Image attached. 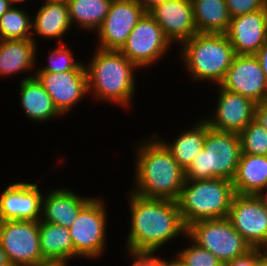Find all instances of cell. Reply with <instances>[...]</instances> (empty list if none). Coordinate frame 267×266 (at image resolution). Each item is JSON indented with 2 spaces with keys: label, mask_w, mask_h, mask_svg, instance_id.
Masks as SVG:
<instances>
[{
  "label": "cell",
  "mask_w": 267,
  "mask_h": 266,
  "mask_svg": "<svg viewBox=\"0 0 267 266\" xmlns=\"http://www.w3.org/2000/svg\"><path fill=\"white\" fill-rule=\"evenodd\" d=\"M128 202L130 229L125 252L156 254L166 243L187 235L177 201L147 198L129 191Z\"/></svg>",
  "instance_id": "obj_1"
},
{
  "label": "cell",
  "mask_w": 267,
  "mask_h": 266,
  "mask_svg": "<svg viewBox=\"0 0 267 266\" xmlns=\"http://www.w3.org/2000/svg\"><path fill=\"white\" fill-rule=\"evenodd\" d=\"M147 138V139H146ZM135 143V173L131 192L147 198L177 201L185 182V170L155 135Z\"/></svg>",
  "instance_id": "obj_2"
},
{
  "label": "cell",
  "mask_w": 267,
  "mask_h": 266,
  "mask_svg": "<svg viewBox=\"0 0 267 266\" xmlns=\"http://www.w3.org/2000/svg\"><path fill=\"white\" fill-rule=\"evenodd\" d=\"M91 57L84 63L90 97L130 109L136 95V72L140 69L116 50L95 48Z\"/></svg>",
  "instance_id": "obj_3"
},
{
  "label": "cell",
  "mask_w": 267,
  "mask_h": 266,
  "mask_svg": "<svg viewBox=\"0 0 267 266\" xmlns=\"http://www.w3.org/2000/svg\"><path fill=\"white\" fill-rule=\"evenodd\" d=\"M179 46L181 63L191 81L215 86L224 80L236 55L225 33H196Z\"/></svg>",
  "instance_id": "obj_4"
},
{
  "label": "cell",
  "mask_w": 267,
  "mask_h": 266,
  "mask_svg": "<svg viewBox=\"0 0 267 266\" xmlns=\"http://www.w3.org/2000/svg\"><path fill=\"white\" fill-rule=\"evenodd\" d=\"M235 195L231 180H185L177 200L184 225L228 217Z\"/></svg>",
  "instance_id": "obj_5"
},
{
  "label": "cell",
  "mask_w": 267,
  "mask_h": 266,
  "mask_svg": "<svg viewBox=\"0 0 267 266\" xmlns=\"http://www.w3.org/2000/svg\"><path fill=\"white\" fill-rule=\"evenodd\" d=\"M241 153L239 134L209 127L203 149L185 170V180L221 178L232 181Z\"/></svg>",
  "instance_id": "obj_6"
},
{
  "label": "cell",
  "mask_w": 267,
  "mask_h": 266,
  "mask_svg": "<svg viewBox=\"0 0 267 266\" xmlns=\"http://www.w3.org/2000/svg\"><path fill=\"white\" fill-rule=\"evenodd\" d=\"M101 197V198H100ZM102 196L93 197L69 227L74 258L93 259L104 256L107 248V204Z\"/></svg>",
  "instance_id": "obj_7"
},
{
  "label": "cell",
  "mask_w": 267,
  "mask_h": 266,
  "mask_svg": "<svg viewBox=\"0 0 267 266\" xmlns=\"http://www.w3.org/2000/svg\"><path fill=\"white\" fill-rule=\"evenodd\" d=\"M187 235L223 264L252 249L228 217L196 221L187 227Z\"/></svg>",
  "instance_id": "obj_8"
},
{
  "label": "cell",
  "mask_w": 267,
  "mask_h": 266,
  "mask_svg": "<svg viewBox=\"0 0 267 266\" xmlns=\"http://www.w3.org/2000/svg\"><path fill=\"white\" fill-rule=\"evenodd\" d=\"M172 45L154 18L145 13L119 51L141 70L162 61Z\"/></svg>",
  "instance_id": "obj_9"
},
{
  "label": "cell",
  "mask_w": 267,
  "mask_h": 266,
  "mask_svg": "<svg viewBox=\"0 0 267 266\" xmlns=\"http://www.w3.org/2000/svg\"><path fill=\"white\" fill-rule=\"evenodd\" d=\"M0 244L9 262L33 266L45 261L40 250L39 221H0Z\"/></svg>",
  "instance_id": "obj_10"
},
{
  "label": "cell",
  "mask_w": 267,
  "mask_h": 266,
  "mask_svg": "<svg viewBox=\"0 0 267 266\" xmlns=\"http://www.w3.org/2000/svg\"><path fill=\"white\" fill-rule=\"evenodd\" d=\"M84 62L71 71L35 72L34 77L51 96L55 108L62 116L68 114L85 96H89Z\"/></svg>",
  "instance_id": "obj_11"
},
{
  "label": "cell",
  "mask_w": 267,
  "mask_h": 266,
  "mask_svg": "<svg viewBox=\"0 0 267 266\" xmlns=\"http://www.w3.org/2000/svg\"><path fill=\"white\" fill-rule=\"evenodd\" d=\"M145 13L138 0H113L103 24L95 32L96 48L119 51Z\"/></svg>",
  "instance_id": "obj_12"
},
{
  "label": "cell",
  "mask_w": 267,
  "mask_h": 266,
  "mask_svg": "<svg viewBox=\"0 0 267 266\" xmlns=\"http://www.w3.org/2000/svg\"><path fill=\"white\" fill-rule=\"evenodd\" d=\"M228 218L252 248L267 250V209L257 195L236 193Z\"/></svg>",
  "instance_id": "obj_13"
},
{
  "label": "cell",
  "mask_w": 267,
  "mask_h": 266,
  "mask_svg": "<svg viewBox=\"0 0 267 266\" xmlns=\"http://www.w3.org/2000/svg\"><path fill=\"white\" fill-rule=\"evenodd\" d=\"M217 104L203 117L213 129L240 134L255 119L256 104L248 97L216 85Z\"/></svg>",
  "instance_id": "obj_14"
},
{
  "label": "cell",
  "mask_w": 267,
  "mask_h": 266,
  "mask_svg": "<svg viewBox=\"0 0 267 266\" xmlns=\"http://www.w3.org/2000/svg\"><path fill=\"white\" fill-rule=\"evenodd\" d=\"M219 85L257 104L267 101V79L255 55L236 54Z\"/></svg>",
  "instance_id": "obj_15"
},
{
  "label": "cell",
  "mask_w": 267,
  "mask_h": 266,
  "mask_svg": "<svg viewBox=\"0 0 267 266\" xmlns=\"http://www.w3.org/2000/svg\"><path fill=\"white\" fill-rule=\"evenodd\" d=\"M38 183H10L0 194V221L41 220L43 193Z\"/></svg>",
  "instance_id": "obj_16"
},
{
  "label": "cell",
  "mask_w": 267,
  "mask_h": 266,
  "mask_svg": "<svg viewBox=\"0 0 267 266\" xmlns=\"http://www.w3.org/2000/svg\"><path fill=\"white\" fill-rule=\"evenodd\" d=\"M149 14L174 44H182L197 33L191 0H166Z\"/></svg>",
  "instance_id": "obj_17"
},
{
  "label": "cell",
  "mask_w": 267,
  "mask_h": 266,
  "mask_svg": "<svg viewBox=\"0 0 267 266\" xmlns=\"http://www.w3.org/2000/svg\"><path fill=\"white\" fill-rule=\"evenodd\" d=\"M238 55H255L267 40V7L231 18L225 32Z\"/></svg>",
  "instance_id": "obj_18"
},
{
  "label": "cell",
  "mask_w": 267,
  "mask_h": 266,
  "mask_svg": "<svg viewBox=\"0 0 267 266\" xmlns=\"http://www.w3.org/2000/svg\"><path fill=\"white\" fill-rule=\"evenodd\" d=\"M93 198L81 196L66 187H56L42 197L41 221L69 228L79 211Z\"/></svg>",
  "instance_id": "obj_19"
},
{
  "label": "cell",
  "mask_w": 267,
  "mask_h": 266,
  "mask_svg": "<svg viewBox=\"0 0 267 266\" xmlns=\"http://www.w3.org/2000/svg\"><path fill=\"white\" fill-rule=\"evenodd\" d=\"M31 74V75H30ZM22 77L19 84V104L25 114V118L45 123L62 116L55 108L51 96L34 77L35 72ZM33 74V75H32Z\"/></svg>",
  "instance_id": "obj_20"
},
{
  "label": "cell",
  "mask_w": 267,
  "mask_h": 266,
  "mask_svg": "<svg viewBox=\"0 0 267 266\" xmlns=\"http://www.w3.org/2000/svg\"><path fill=\"white\" fill-rule=\"evenodd\" d=\"M41 6L32 16V40L36 43L35 37L46 40H57L63 44L64 38L73 29L68 12V6L62 3H51L43 1ZM71 28V29H70Z\"/></svg>",
  "instance_id": "obj_21"
},
{
  "label": "cell",
  "mask_w": 267,
  "mask_h": 266,
  "mask_svg": "<svg viewBox=\"0 0 267 266\" xmlns=\"http://www.w3.org/2000/svg\"><path fill=\"white\" fill-rule=\"evenodd\" d=\"M39 43L32 39L0 40V76L11 77L18 73L35 72ZM34 68V69H33ZM33 69V70H32Z\"/></svg>",
  "instance_id": "obj_22"
},
{
  "label": "cell",
  "mask_w": 267,
  "mask_h": 266,
  "mask_svg": "<svg viewBox=\"0 0 267 266\" xmlns=\"http://www.w3.org/2000/svg\"><path fill=\"white\" fill-rule=\"evenodd\" d=\"M204 118H197L193 125L184 128L173 141L162 139L158 133H154L170 150L173 158L186 170L192 163L194 157L203 149L206 132L209 128ZM190 128V129H189Z\"/></svg>",
  "instance_id": "obj_23"
},
{
  "label": "cell",
  "mask_w": 267,
  "mask_h": 266,
  "mask_svg": "<svg viewBox=\"0 0 267 266\" xmlns=\"http://www.w3.org/2000/svg\"><path fill=\"white\" fill-rule=\"evenodd\" d=\"M232 184L237 194L258 195L267 187V156L241 153Z\"/></svg>",
  "instance_id": "obj_24"
},
{
  "label": "cell",
  "mask_w": 267,
  "mask_h": 266,
  "mask_svg": "<svg viewBox=\"0 0 267 266\" xmlns=\"http://www.w3.org/2000/svg\"><path fill=\"white\" fill-rule=\"evenodd\" d=\"M39 235L40 250L44 260L75 261L69 228L39 220Z\"/></svg>",
  "instance_id": "obj_25"
},
{
  "label": "cell",
  "mask_w": 267,
  "mask_h": 266,
  "mask_svg": "<svg viewBox=\"0 0 267 266\" xmlns=\"http://www.w3.org/2000/svg\"><path fill=\"white\" fill-rule=\"evenodd\" d=\"M197 33H225L231 21L225 0H191Z\"/></svg>",
  "instance_id": "obj_26"
},
{
  "label": "cell",
  "mask_w": 267,
  "mask_h": 266,
  "mask_svg": "<svg viewBox=\"0 0 267 266\" xmlns=\"http://www.w3.org/2000/svg\"><path fill=\"white\" fill-rule=\"evenodd\" d=\"M113 0H70L68 6L71 25L83 32H96L103 24ZM85 30V31H84Z\"/></svg>",
  "instance_id": "obj_27"
},
{
  "label": "cell",
  "mask_w": 267,
  "mask_h": 266,
  "mask_svg": "<svg viewBox=\"0 0 267 266\" xmlns=\"http://www.w3.org/2000/svg\"><path fill=\"white\" fill-rule=\"evenodd\" d=\"M21 7L12 6L0 17V40L32 38V15Z\"/></svg>",
  "instance_id": "obj_28"
},
{
  "label": "cell",
  "mask_w": 267,
  "mask_h": 266,
  "mask_svg": "<svg viewBox=\"0 0 267 266\" xmlns=\"http://www.w3.org/2000/svg\"><path fill=\"white\" fill-rule=\"evenodd\" d=\"M67 43L57 44V47L49 48L48 65H40L35 72H65L75 70L83 61L75 59L71 47Z\"/></svg>",
  "instance_id": "obj_29"
},
{
  "label": "cell",
  "mask_w": 267,
  "mask_h": 266,
  "mask_svg": "<svg viewBox=\"0 0 267 266\" xmlns=\"http://www.w3.org/2000/svg\"><path fill=\"white\" fill-rule=\"evenodd\" d=\"M239 135L242 153L267 156V129L257 120L251 121Z\"/></svg>",
  "instance_id": "obj_30"
},
{
  "label": "cell",
  "mask_w": 267,
  "mask_h": 266,
  "mask_svg": "<svg viewBox=\"0 0 267 266\" xmlns=\"http://www.w3.org/2000/svg\"><path fill=\"white\" fill-rule=\"evenodd\" d=\"M184 238L189 239L188 247L180 249L174 253L184 266H224V264L214 256L209 250L199 246L188 235Z\"/></svg>",
  "instance_id": "obj_31"
},
{
  "label": "cell",
  "mask_w": 267,
  "mask_h": 266,
  "mask_svg": "<svg viewBox=\"0 0 267 266\" xmlns=\"http://www.w3.org/2000/svg\"><path fill=\"white\" fill-rule=\"evenodd\" d=\"M230 18L252 13L266 6L262 0H225Z\"/></svg>",
  "instance_id": "obj_32"
},
{
  "label": "cell",
  "mask_w": 267,
  "mask_h": 266,
  "mask_svg": "<svg viewBox=\"0 0 267 266\" xmlns=\"http://www.w3.org/2000/svg\"><path fill=\"white\" fill-rule=\"evenodd\" d=\"M131 266H163V257L158 253H131L127 252Z\"/></svg>",
  "instance_id": "obj_33"
},
{
  "label": "cell",
  "mask_w": 267,
  "mask_h": 266,
  "mask_svg": "<svg viewBox=\"0 0 267 266\" xmlns=\"http://www.w3.org/2000/svg\"><path fill=\"white\" fill-rule=\"evenodd\" d=\"M266 253V250L261 248H252L246 254H243L235 259L228 261L224 266H255L256 262Z\"/></svg>",
  "instance_id": "obj_34"
},
{
  "label": "cell",
  "mask_w": 267,
  "mask_h": 266,
  "mask_svg": "<svg viewBox=\"0 0 267 266\" xmlns=\"http://www.w3.org/2000/svg\"><path fill=\"white\" fill-rule=\"evenodd\" d=\"M255 120L267 129V101L256 104Z\"/></svg>",
  "instance_id": "obj_35"
},
{
  "label": "cell",
  "mask_w": 267,
  "mask_h": 266,
  "mask_svg": "<svg viewBox=\"0 0 267 266\" xmlns=\"http://www.w3.org/2000/svg\"><path fill=\"white\" fill-rule=\"evenodd\" d=\"M255 56L258 58L261 68L267 79V40L256 52Z\"/></svg>",
  "instance_id": "obj_36"
},
{
  "label": "cell",
  "mask_w": 267,
  "mask_h": 266,
  "mask_svg": "<svg viewBox=\"0 0 267 266\" xmlns=\"http://www.w3.org/2000/svg\"><path fill=\"white\" fill-rule=\"evenodd\" d=\"M146 13H149L156 6L162 4L166 0H138Z\"/></svg>",
  "instance_id": "obj_37"
},
{
  "label": "cell",
  "mask_w": 267,
  "mask_h": 266,
  "mask_svg": "<svg viewBox=\"0 0 267 266\" xmlns=\"http://www.w3.org/2000/svg\"><path fill=\"white\" fill-rule=\"evenodd\" d=\"M68 263L69 261H50V260H45L43 262L34 264L33 266H69Z\"/></svg>",
  "instance_id": "obj_38"
},
{
  "label": "cell",
  "mask_w": 267,
  "mask_h": 266,
  "mask_svg": "<svg viewBox=\"0 0 267 266\" xmlns=\"http://www.w3.org/2000/svg\"><path fill=\"white\" fill-rule=\"evenodd\" d=\"M163 266H184V264L179 260L176 255L170 259H166L163 256Z\"/></svg>",
  "instance_id": "obj_39"
},
{
  "label": "cell",
  "mask_w": 267,
  "mask_h": 266,
  "mask_svg": "<svg viewBox=\"0 0 267 266\" xmlns=\"http://www.w3.org/2000/svg\"><path fill=\"white\" fill-rule=\"evenodd\" d=\"M12 6L9 0H0V17Z\"/></svg>",
  "instance_id": "obj_40"
},
{
  "label": "cell",
  "mask_w": 267,
  "mask_h": 266,
  "mask_svg": "<svg viewBox=\"0 0 267 266\" xmlns=\"http://www.w3.org/2000/svg\"><path fill=\"white\" fill-rule=\"evenodd\" d=\"M7 263H9L7 255H6L3 247L0 244V266H4Z\"/></svg>",
  "instance_id": "obj_41"
},
{
  "label": "cell",
  "mask_w": 267,
  "mask_h": 266,
  "mask_svg": "<svg viewBox=\"0 0 267 266\" xmlns=\"http://www.w3.org/2000/svg\"><path fill=\"white\" fill-rule=\"evenodd\" d=\"M257 196L262 201L264 207L267 209V187L263 189Z\"/></svg>",
  "instance_id": "obj_42"
},
{
  "label": "cell",
  "mask_w": 267,
  "mask_h": 266,
  "mask_svg": "<svg viewBox=\"0 0 267 266\" xmlns=\"http://www.w3.org/2000/svg\"><path fill=\"white\" fill-rule=\"evenodd\" d=\"M255 266H267V252L256 262Z\"/></svg>",
  "instance_id": "obj_43"
},
{
  "label": "cell",
  "mask_w": 267,
  "mask_h": 266,
  "mask_svg": "<svg viewBox=\"0 0 267 266\" xmlns=\"http://www.w3.org/2000/svg\"><path fill=\"white\" fill-rule=\"evenodd\" d=\"M46 2H51V3H62L65 5H68L70 0H44Z\"/></svg>",
  "instance_id": "obj_44"
},
{
  "label": "cell",
  "mask_w": 267,
  "mask_h": 266,
  "mask_svg": "<svg viewBox=\"0 0 267 266\" xmlns=\"http://www.w3.org/2000/svg\"><path fill=\"white\" fill-rule=\"evenodd\" d=\"M9 1L13 6H20L21 3H25L26 1L30 0H9Z\"/></svg>",
  "instance_id": "obj_45"
},
{
  "label": "cell",
  "mask_w": 267,
  "mask_h": 266,
  "mask_svg": "<svg viewBox=\"0 0 267 266\" xmlns=\"http://www.w3.org/2000/svg\"><path fill=\"white\" fill-rule=\"evenodd\" d=\"M4 266H25V265L17 264V263H13V262H9V263H7V264L4 265Z\"/></svg>",
  "instance_id": "obj_46"
},
{
  "label": "cell",
  "mask_w": 267,
  "mask_h": 266,
  "mask_svg": "<svg viewBox=\"0 0 267 266\" xmlns=\"http://www.w3.org/2000/svg\"><path fill=\"white\" fill-rule=\"evenodd\" d=\"M265 6L267 7V0H262Z\"/></svg>",
  "instance_id": "obj_47"
}]
</instances>
